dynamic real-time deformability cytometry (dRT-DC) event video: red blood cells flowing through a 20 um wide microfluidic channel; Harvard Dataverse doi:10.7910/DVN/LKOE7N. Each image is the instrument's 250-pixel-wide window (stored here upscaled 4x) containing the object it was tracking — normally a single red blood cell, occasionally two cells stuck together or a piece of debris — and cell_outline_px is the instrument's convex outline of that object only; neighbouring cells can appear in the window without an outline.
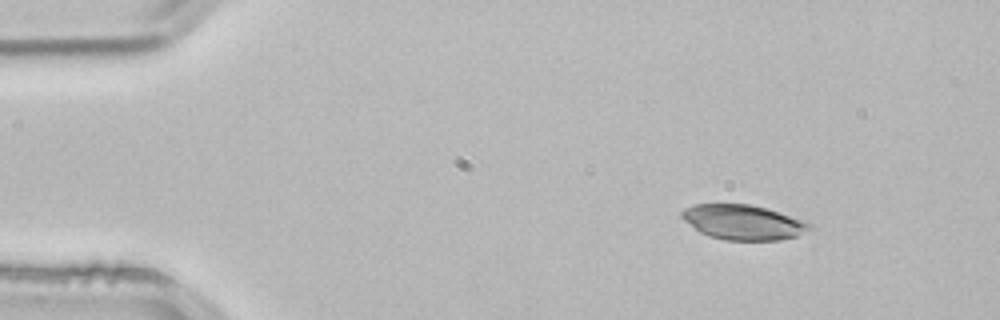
{"species": "common noctule bat (a hibernating species)", "species_latin": "Nyctalus noctula", "temperature_condition": "room temperature", "stored_images_in_passage": 2, "camera_frame_rate_fps": 3000, "um_per_image_px": 0.085, "animal": {"sex": "male", "body_mass_g": 21.5, "forearm_length_mm": 52.0}, "frame": {"image": 1, "passage_image": 1, "time_ms": 0.0, "image_size_px": [1000, 320], "cell_outline_px": [[812, 228], [796, 236], [780, 240], [724, 240], [708, 236], [700, 232], [684, 220], [680, 216], [680, 212], [684, 208], [692, 204], [752, 204], [768, 208], [804, 220], [812, 224]], "centroid_in_image_um": [63.16, 18.88], "position_along_channel_um": 21.8, "area_um2": 26.18}}